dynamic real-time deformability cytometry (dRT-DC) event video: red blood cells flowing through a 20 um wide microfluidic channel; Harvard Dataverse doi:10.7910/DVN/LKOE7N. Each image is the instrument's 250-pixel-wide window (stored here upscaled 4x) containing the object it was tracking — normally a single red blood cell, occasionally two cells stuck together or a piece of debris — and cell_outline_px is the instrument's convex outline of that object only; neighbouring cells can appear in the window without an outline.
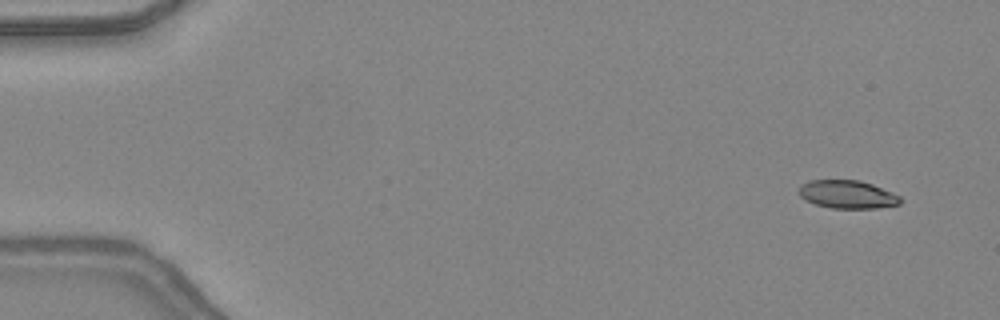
{"species": "common noctule bat (a hibernating species)", "species_latin": "Nyctalus noctula", "temperature_condition": "warm", "stored_images_in_passage": 47, "camera_frame_rate_fps": 3000, "um_per_image_px": 0.085, "animal": {"sex": "female", "body_mass_g": 24.6, "forearm_length_mm": 56.2}, "frame": {"image": 1, "passage_image": 3, "time_ms": 0.667, "image_size_px": [1000, 320], "cell_outline_px": [[904, 200], [900, 204], [876, 208], [832, 208], [816, 204], [800, 196], [800, 184], [808, 180], [860, 180], [872, 184], [892, 192], [900, 196]], "centroid_in_image_um": [72.07, 16.52], "position_along_channel_um": 12.9, "area_um2": 16.59}}
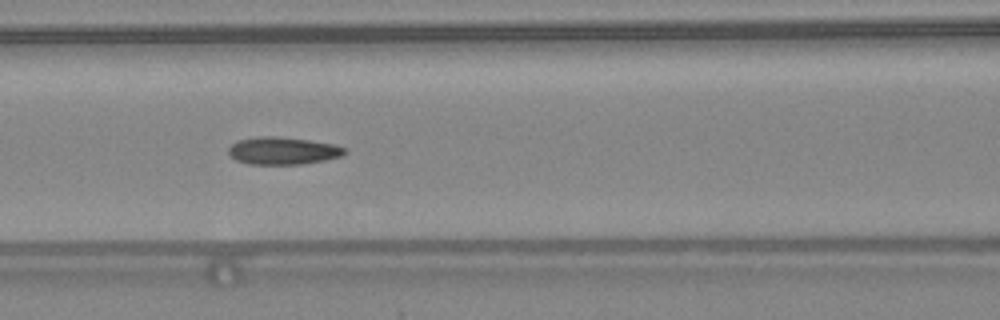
{"frame": {"image": 2, "passage_image": 21, "time_ms": 6.667, "image_size_px": [1000, 320], "cell_outline_px": [[348, 152], [340, 156], [324, 160], [300, 164], [248, 164], [236, 160], [228, 152], [228, 148], [236, 140], [256, 136], [276, 136], [308, 140], [336, 144], [348, 148]], "centroid_in_image_um": [24.05, 12.8], "position_along_channel_um": 142.5, "area_um2": 18.73}}
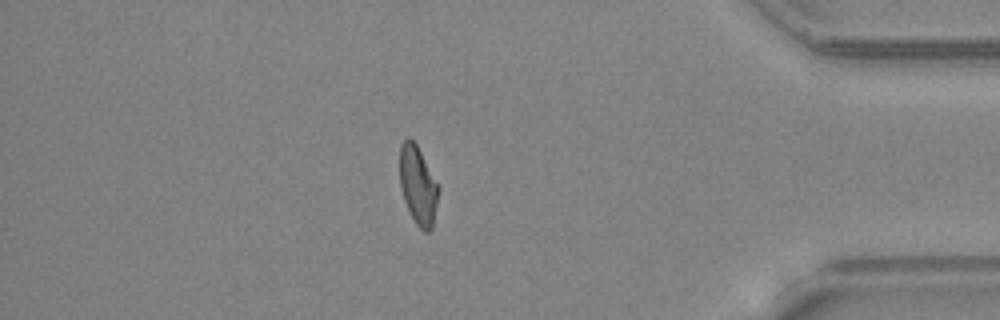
{"frame": {"image": 3, "passage_image": 41, "time_ms": 13.333, "image_size_px": [1000, 320], "cell_outline_px": [[440, 188], [432, 228], [428, 232], [424, 232], [416, 224], [404, 200], [400, 188], [400, 144], [408, 136], [416, 144]], "centroid_in_image_um": [35.53, 15.76], "position_along_channel_um": 399.7, "area_um2": 17.57}, "authors_computed_cell_mechanics": {"area_um2": 18.0336, "velocity_mm_per_s": 4.3902, "shape_relaxation_time_tau1_ms": null, "shape_relaxation_time_tau2_ms": 1.7336, "deformation_change_tau1": null, "deformation_change_tau2": 0.0827}}